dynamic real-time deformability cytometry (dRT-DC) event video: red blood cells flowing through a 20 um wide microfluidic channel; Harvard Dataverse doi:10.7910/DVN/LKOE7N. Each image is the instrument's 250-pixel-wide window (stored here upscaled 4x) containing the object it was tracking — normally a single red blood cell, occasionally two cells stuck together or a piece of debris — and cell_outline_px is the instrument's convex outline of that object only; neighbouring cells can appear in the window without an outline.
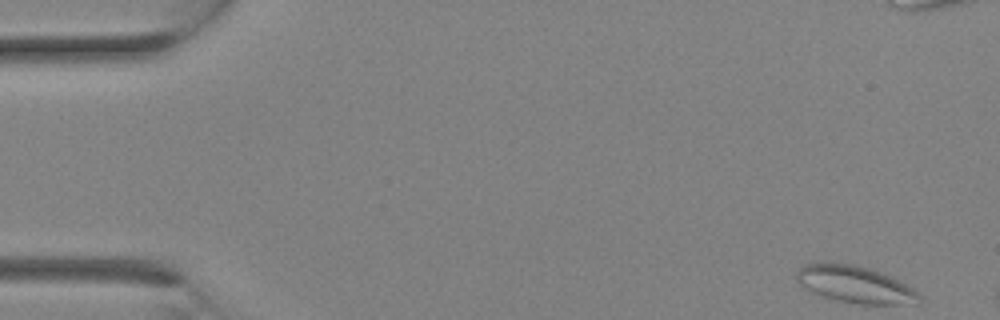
{"species": "Egyptian fruit bat (a non-hibernating species)", "species_latin": "Rousettus aegyptiacus", "temperature_condition": "room temperature", "stored_images_in_passage": 5, "camera_frame_rate_fps": 3000, "um_per_image_px": 0.085, "animal": {"sex": "female"}, "frame": {"image": 1, "passage_image": 1, "time_ms": 0.0, "image_size_px": [1000, 320], "cell_outline_px": [[920, 296], [912, 304], [860, 304], [840, 300], [824, 296], [812, 292], [800, 284], [796, 280], [796, 272], [804, 264], [832, 260], [852, 264], [868, 268], [892, 276], [900, 280], [912, 288]], "centroid_in_image_um": [72.62, 24.13], "position_along_channel_um": 12.4, "area_um2": 26.41}}